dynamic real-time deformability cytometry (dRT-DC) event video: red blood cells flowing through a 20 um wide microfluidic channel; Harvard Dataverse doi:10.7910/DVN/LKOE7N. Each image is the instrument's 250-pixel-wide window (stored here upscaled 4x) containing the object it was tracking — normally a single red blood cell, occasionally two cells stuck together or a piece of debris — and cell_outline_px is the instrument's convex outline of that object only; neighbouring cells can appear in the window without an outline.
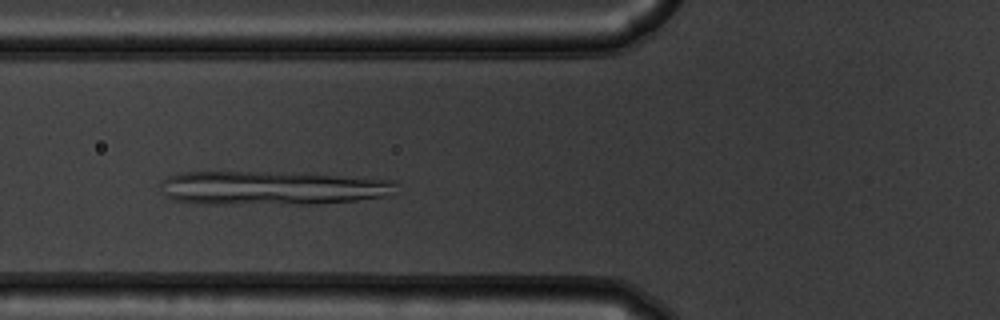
{"species": "common noctule bat (a hibernating species)", "species_latin": "Nyctalus noctula", "temperature_condition": "warm", "stored_images_in_passage": 47, "camera_frame_rate_fps": 3000, "um_per_image_px": 0.085, "animal": {"sex": "male", "body_mass_g": 19.5, "forearm_length_mm": 54.6}, "frame": {"image": 1, "passage_image": 14, "time_ms": 4.333, "image_size_px": [1000, 320], "cell_outline_px": [[396, 184], [388, 196], [356, 200], [316, 204], [204, 204], [172, 200], [160, 192], [160, 180], [168, 176], [180, 172], [308, 172], [396, 180]], "centroid_in_image_um": [23.08, 15.97], "position_along_channel_um": 102.7, "area_um2": 47.57}}